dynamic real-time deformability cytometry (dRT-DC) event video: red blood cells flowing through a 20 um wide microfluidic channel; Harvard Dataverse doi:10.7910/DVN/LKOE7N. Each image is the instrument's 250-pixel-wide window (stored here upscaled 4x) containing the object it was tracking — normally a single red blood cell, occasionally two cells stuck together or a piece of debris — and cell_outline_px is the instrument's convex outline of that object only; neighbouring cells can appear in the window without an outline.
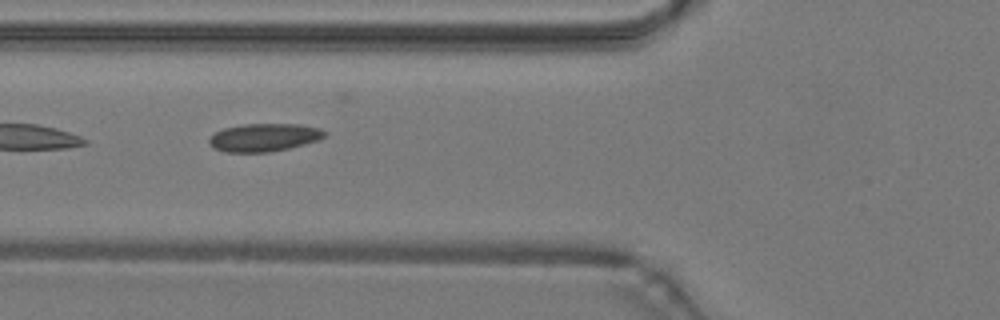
{"species": "common noctule bat (a hibernating species)", "species_latin": "Nyctalus noctula", "temperature_condition": "warm", "stored_images_in_passage": 35, "camera_frame_rate_fps": 3000, "um_per_image_px": 0.085, "animal": {"sex": "male", "body_mass_g": 19.2, "forearm_length_mm": 51.8}, "frame": {"image": 1, "passage_image": 4, "time_ms": 1.0, "image_size_px": [1000, 320], "cell_outline_px": [[324, 136], [320, 140], [288, 148], [268, 152], [224, 152], [212, 148], [208, 144], [208, 140], [216, 132], [224, 128], [244, 124], [300, 124], [320, 128], [324, 132]], "centroid_in_image_um": [22.41, 11.68], "position_along_channel_um": 103.4, "area_um2": 18.79}}
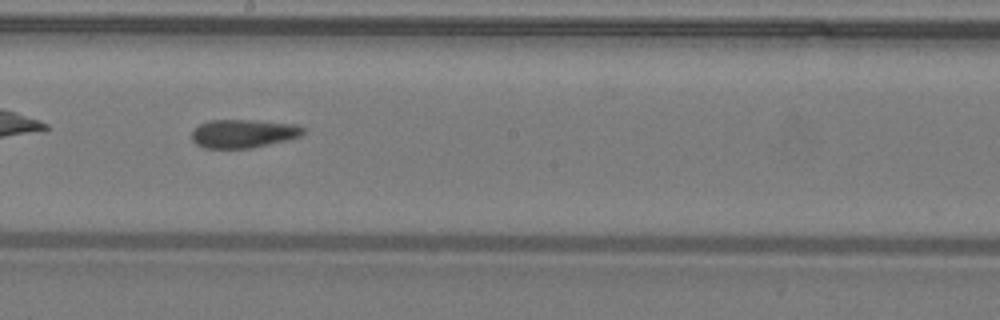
{"frame": {"image": 2, "passage_image": 13, "time_ms": 4.0, "image_size_px": [1000, 320], "cell_outline_px": [[304, 132], [300, 136], [288, 140], [252, 148], [204, 148], [196, 144], [192, 140], [192, 132], [200, 124], [208, 120], [252, 120], [296, 124], [304, 128]], "centroid_in_image_um": [20.69, 11.35], "position_along_channel_um": 227.5, "area_um2": 18.5}}
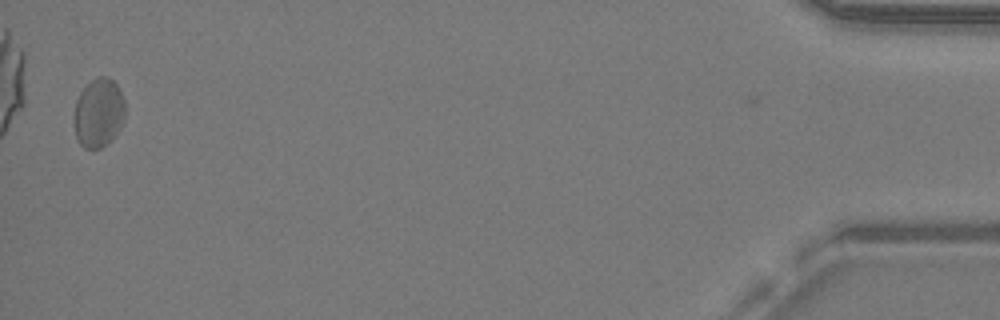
{"frame": {"image": 3, "passage_image": 34, "time_ms": 11.0, "image_size_px": [1000, 320], "cell_outline_px": [[124, 120], [120, 128], [112, 140], [108, 144], [100, 148], [84, 148], [80, 144], [76, 136], [76, 100], [80, 92], [92, 80], [100, 76], [108, 76], [116, 84], [124, 100]], "centroid_in_image_um": [8.41, 9.6], "position_along_channel_um": 426.8, "area_um2": 20.17}, "authors_computed_cell_mechanics": {"area_um2": 19.1896, "velocity_mm_per_s": 4.1495, "shape_relaxation_time_tau1_ms": null, "shape_relaxation_time_tau2_ms": 2.5824, "deformation_change_tau1": null, "deformation_change_tau2": 0.1032}}